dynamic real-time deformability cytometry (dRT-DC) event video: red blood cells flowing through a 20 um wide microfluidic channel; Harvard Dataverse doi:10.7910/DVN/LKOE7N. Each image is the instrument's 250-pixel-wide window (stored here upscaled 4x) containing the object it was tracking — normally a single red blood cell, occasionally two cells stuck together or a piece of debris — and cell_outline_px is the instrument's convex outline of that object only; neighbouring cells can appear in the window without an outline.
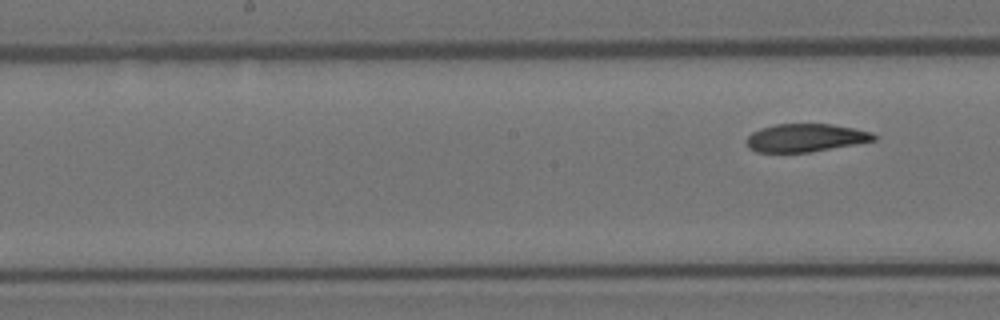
{"species": "Egyptian fruit bat (a non-hibernating species)", "species_latin": "Rousettus aegyptiacus", "temperature_condition": "room temperature", "stored_images_in_passage": 5, "segment_of_instrument_passage": [2, 2], "camera_frame_rate_fps": 3000, "um_per_image_px": 0.085, "animal": {"sex": "female"}, "frame": {"image": 1, "passage_image": 5, "time_ms": 1.333, "image_size_px": [1000, 320], "cell_outline_px": [[876, 140], [856, 144], [808, 152], [756, 152], [748, 148], [744, 140], [752, 132], [760, 128], [776, 124], [832, 124], [872, 132], [876, 136]], "centroid_in_image_um": [68.43, 11.71], "position_along_channel_um": 179.8, "area_um2": 20.81}}